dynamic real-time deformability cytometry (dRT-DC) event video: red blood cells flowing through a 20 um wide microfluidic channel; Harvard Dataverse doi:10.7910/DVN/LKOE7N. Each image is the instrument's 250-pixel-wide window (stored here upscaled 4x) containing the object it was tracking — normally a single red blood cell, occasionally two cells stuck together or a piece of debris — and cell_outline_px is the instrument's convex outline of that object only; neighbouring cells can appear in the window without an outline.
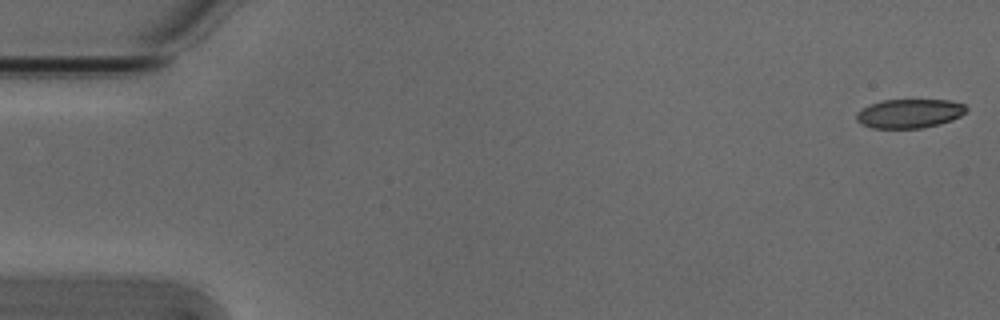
{"species": "Egyptian fruit bat (a non-hibernating species)", "species_latin": "Rousettus aegyptiacus", "temperature_condition": "cold", "stored_images_in_passage": 53, "camera_frame_rate_fps": 3000, "um_per_image_px": 0.085, "animal": {"sex": "male"}, "frame": {"image": 1, "passage_image": 1, "time_ms": 0.0, "image_size_px": [1000, 320], "cell_outline_px": [[968, 108], [960, 116], [952, 120], [940, 124], [920, 128], [872, 128], [860, 124], [856, 120], [856, 112], [872, 104], [884, 100], [948, 100], [964, 104]], "centroid_in_image_um": [77.3, 9.65], "position_along_channel_um": 7.7, "area_um2": 18.5}}
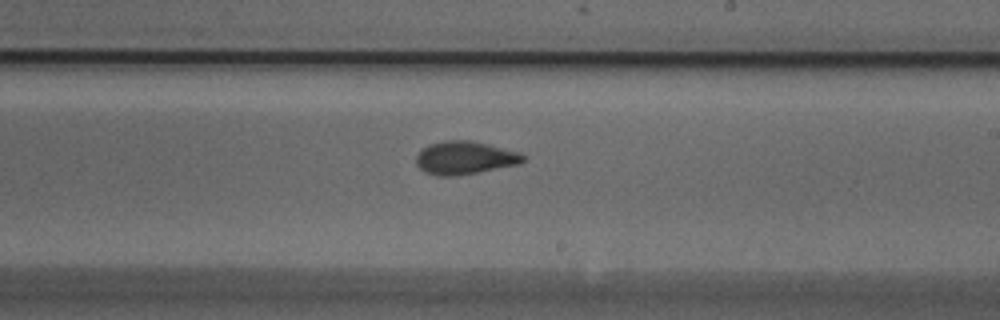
{"frame": {"image": 2, "passage_image": 31, "time_ms": 10.0, "image_size_px": [1000, 320], "cell_outline_px": [[524, 160], [520, 164], [456, 176], [436, 176], [424, 172], [416, 164], [416, 156], [420, 148], [428, 144], [444, 140], [468, 140], [488, 144], [520, 152], [524, 156]], "centroid_in_image_um": [39.46, 13.41], "position_along_channel_um": 249.5, "area_um2": 20.81}}
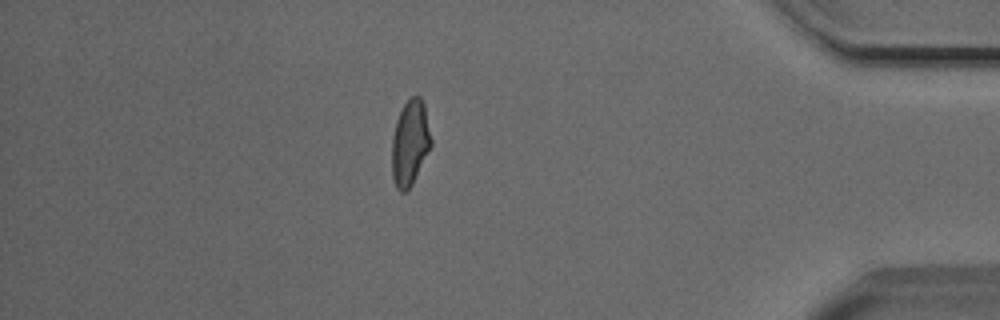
{"frame": {"image": 3, "passage_image": 46, "time_ms": 15.0, "image_size_px": [1000, 320], "cell_outline_px": [[432, 144], [412, 184], [404, 192], [400, 192], [396, 188], [392, 176], [392, 136], [396, 120], [404, 104], [412, 96], [420, 96], [424, 104], [432, 140]], "centroid_in_image_um": [34.84, 12.14], "position_along_channel_um": 400.4, "area_um2": 19.42}, "authors_computed_cell_mechanics": {"area_um2": 19.8832, "velocity_mm_per_s": 3.8501, "shape_relaxation_time_tau1_ms": 4.5663, "shape_relaxation_time_tau2_ms": 1.8352, "deformation_change_tau1": 0.1262, "deformation_change_tau2": 0.0739}}